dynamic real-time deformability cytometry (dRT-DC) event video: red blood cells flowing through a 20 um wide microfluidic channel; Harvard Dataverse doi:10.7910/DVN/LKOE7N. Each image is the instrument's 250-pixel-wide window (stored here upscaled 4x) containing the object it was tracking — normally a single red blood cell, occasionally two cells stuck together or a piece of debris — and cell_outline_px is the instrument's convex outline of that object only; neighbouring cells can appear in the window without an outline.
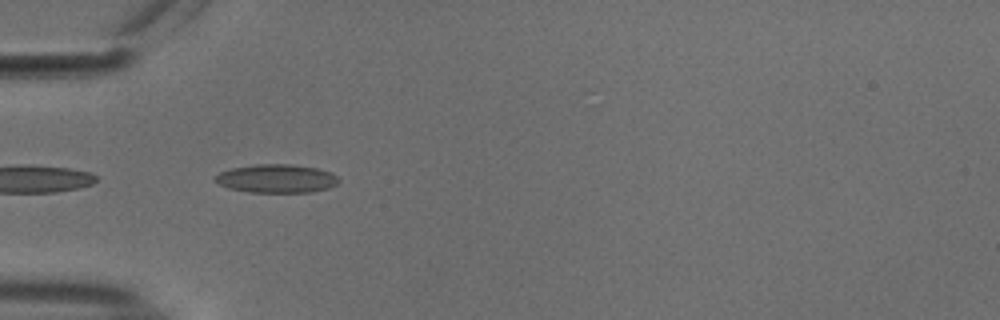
{"species": "common noctule bat (a hibernating species)", "species_latin": "Nyctalus noctula", "temperature_condition": "cold", "stored_images_in_passage": 5, "camera_frame_rate_fps": 3000, "um_per_image_px": 0.085, "animal": {"sex": "male", "body_mass_g": 18.8}, "frame": {"image": 1, "passage_image": 1, "time_ms": 0.0, "image_size_px": [1000, 320], "cell_outline_px": [[340, 180], [336, 184], [328, 188], [312, 192], [248, 192], [228, 188], [212, 180], [220, 172], [232, 168], [256, 164], [288, 164], [316, 168], [332, 172]], "centroid_in_image_um": [23.5, 15.18], "position_along_channel_um": 61.5, "area_um2": 20.46}}